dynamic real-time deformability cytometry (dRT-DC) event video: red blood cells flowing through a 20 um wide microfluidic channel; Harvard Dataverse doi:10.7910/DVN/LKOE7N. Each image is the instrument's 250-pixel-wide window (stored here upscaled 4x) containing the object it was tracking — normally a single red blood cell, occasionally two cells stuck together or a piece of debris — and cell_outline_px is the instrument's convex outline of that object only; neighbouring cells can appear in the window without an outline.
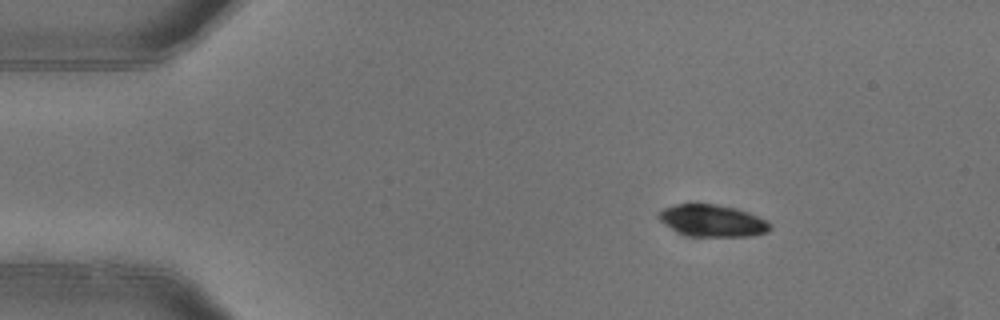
{"species": "common noctule bat (a hibernating species)", "species_latin": "Nyctalus noctula", "temperature_condition": "warm", "stored_images_in_passage": 3, "camera_frame_rate_fps": 3000, "um_per_image_px": 0.085, "animal": {"sex": "female"}, "frame": {"image": 1, "passage_image": 1, "time_ms": 0.0, "image_size_px": [1000, 320], "cell_outline_px": [[772, 228], [768, 232], [748, 236], [692, 236], [680, 232], [664, 224], [656, 216], [656, 212], [660, 208], [672, 204], [720, 204], [736, 208], [748, 212], [772, 224]], "centroid_in_image_um": [60.51, 18.74], "position_along_channel_um": 24.5, "area_um2": 20.81}}